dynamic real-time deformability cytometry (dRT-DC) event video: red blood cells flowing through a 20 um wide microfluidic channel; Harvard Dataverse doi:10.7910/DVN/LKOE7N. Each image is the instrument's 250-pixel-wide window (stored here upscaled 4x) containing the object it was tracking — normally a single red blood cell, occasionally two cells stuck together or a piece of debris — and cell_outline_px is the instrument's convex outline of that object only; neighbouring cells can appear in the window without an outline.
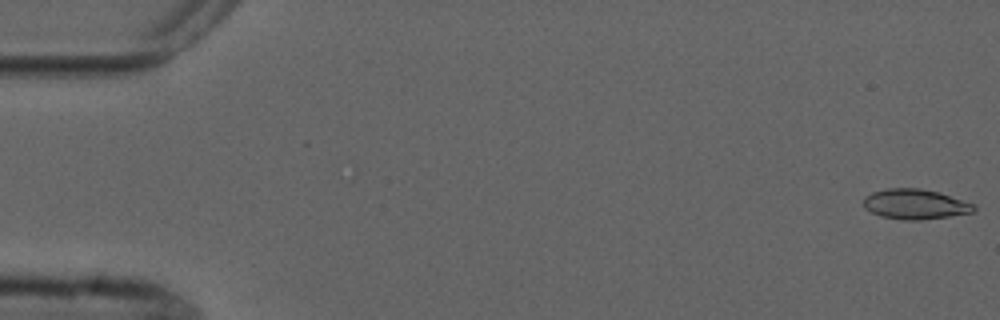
{"species": "common noctule bat (a hibernating species)", "species_latin": "Nyctalus noctula", "temperature_condition": "cold", "stored_images_in_passage": 4, "camera_frame_rate_fps": 3000, "um_per_image_px": 0.085, "animal": {"sex": "male", "forearm_length_mm": 52.5}, "frame": {"image": 1, "passage_image": 1, "time_ms": 0.0, "image_size_px": [1000, 320], "cell_outline_px": [[976, 212], [920, 220], [904, 220], [880, 216], [864, 208], [864, 196], [872, 192], [888, 188], [920, 188], [940, 192], [976, 204]], "centroid_in_image_um": [77.82, 17.35], "position_along_channel_um": 7.2, "area_um2": 19.54}}